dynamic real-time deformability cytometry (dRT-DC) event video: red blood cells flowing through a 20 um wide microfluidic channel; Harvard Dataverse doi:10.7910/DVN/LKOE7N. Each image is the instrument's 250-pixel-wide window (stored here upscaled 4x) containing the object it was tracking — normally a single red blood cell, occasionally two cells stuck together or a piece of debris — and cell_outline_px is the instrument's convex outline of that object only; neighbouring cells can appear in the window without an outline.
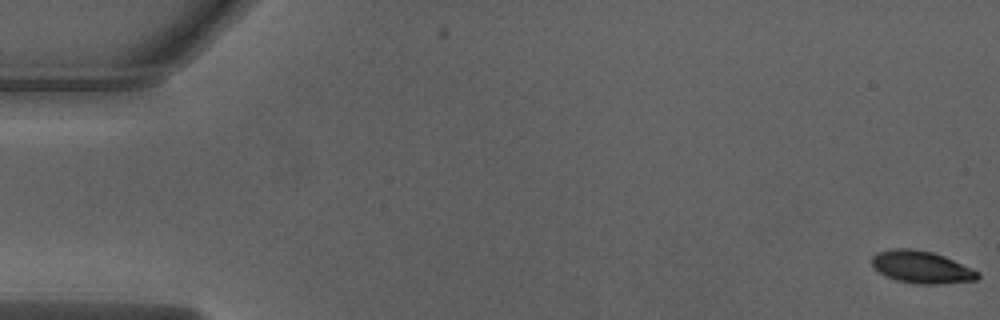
{"species": "Egyptian fruit bat (a non-hibernating species)", "species_latin": "Rousettus aegyptiacus", "temperature_condition": "warm", "stored_images_in_passage": 53, "camera_frame_rate_fps": 3000, "um_per_image_px": 0.085, "animal": {"sex": "male"}, "frame": {"image": 1, "passage_image": 1, "time_ms": 0.0, "image_size_px": [1000, 320], "cell_outline_px": [[980, 276], [976, 280], [940, 284], [916, 284], [896, 280], [884, 276], [872, 264], [872, 256], [876, 252], [892, 248], [912, 248], [932, 252], [944, 256], [972, 268], [980, 272]], "centroid_in_image_um": [78.33, 22.7], "position_along_channel_um": 6.7, "area_um2": 20.06}}
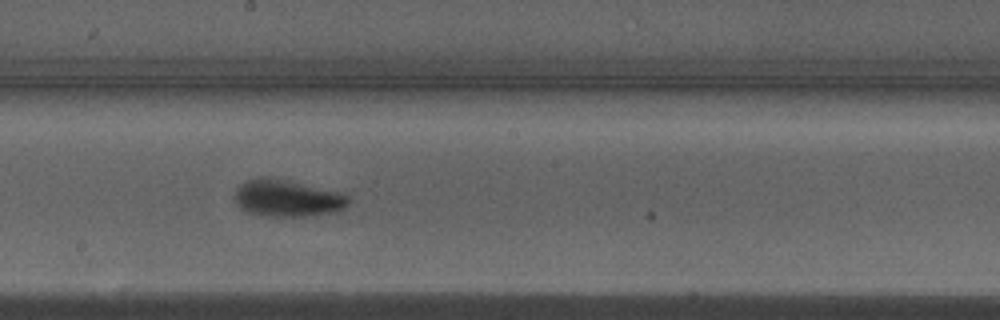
{"frame": {"image": 2, "passage_image": 29, "time_ms": 9.333, "image_size_px": [1000, 320], "cell_outline_px": [[348, 204], [344, 208], [336, 212], [304, 216], [272, 216], [248, 212], [240, 208], [232, 196], [236, 188], [240, 184], [248, 180], [284, 180], [340, 192], [348, 196]], "centroid_in_image_um": [24.42, 16.89], "position_along_channel_um": 223.8, "area_um2": 23.7}}
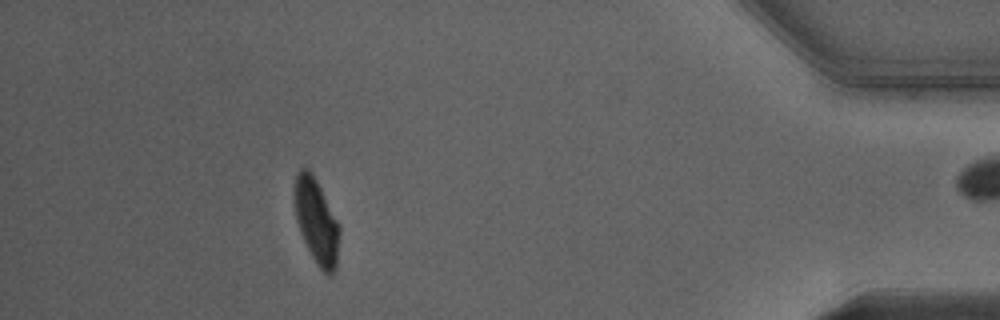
{"frame": {"image": 3, "passage_image": 47, "time_ms": 15.333, "image_size_px": [1000, 320], "cell_outline_px": [[340, 232], [336, 268], [332, 276], [328, 276], [316, 264], [300, 232], [296, 220], [292, 192], [296, 176], [300, 168], [308, 168], [316, 180], [340, 224]], "centroid_in_image_um": [26.89, 18.81], "position_along_channel_um": 408.3, "area_um2": 22.54}, "authors_computed_cell_mechanics": {"area_um2": 22.7732, "velocity_mm_per_s": 4.0136, "shape_relaxation_time_tau1_ms": 2.4063, "shape_relaxation_time_tau2_ms": null, "deformation_change_tau1": 0.1558, "deformation_change_tau2": null}}